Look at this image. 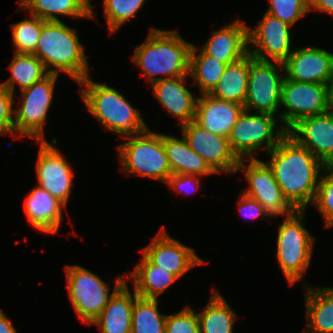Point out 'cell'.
<instances>
[{"mask_svg": "<svg viewBox=\"0 0 333 333\" xmlns=\"http://www.w3.org/2000/svg\"><path fill=\"white\" fill-rule=\"evenodd\" d=\"M267 155L284 197L296 210H306L315 199L319 176L326 166L288 133Z\"/></svg>", "mask_w": 333, "mask_h": 333, "instance_id": "6da1fadb", "label": "cell"}, {"mask_svg": "<svg viewBox=\"0 0 333 333\" xmlns=\"http://www.w3.org/2000/svg\"><path fill=\"white\" fill-rule=\"evenodd\" d=\"M147 36L135 48L132 59L150 84L161 79L189 76L192 43L183 39L177 30L152 27Z\"/></svg>", "mask_w": 333, "mask_h": 333, "instance_id": "7a4b0ae2", "label": "cell"}, {"mask_svg": "<svg viewBox=\"0 0 333 333\" xmlns=\"http://www.w3.org/2000/svg\"><path fill=\"white\" fill-rule=\"evenodd\" d=\"M89 77L78 82L84 86L80 95L88 112L98 119L105 131L124 139L140 135L149 128L139 109L134 108L118 90L106 83L93 82Z\"/></svg>", "mask_w": 333, "mask_h": 333, "instance_id": "3957f363", "label": "cell"}, {"mask_svg": "<svg viewBox=\"0 0 333 333\" xmlns=\"http://www.w3.org/2000/svg\"><path fill=\"white\" fill-rule=\"evenodd\" d=\"M77 35L76 29L61 20L45 21L33 54L49 73L59 75L62 71L78 83L89 76L90 67Z\"/></svg>", "mask_w": 333, "mask_h": 333, "instance_id": "277c9868", "label": "cell"}, {"mask_svg": "<svg viewBox=\"0 0 333 333\" xmlns=\"http://www.w3.org/2000/svg\"><path fill=\"white\" fill-rule=\"evenodd\" d=\"M306 210H295L278 227L276 257L290 286L300 281L310 265L315 237L305 228Z\"/></svg>", "mask_w": 333, "mask_h": 333, "instance_id": "5b68a950", "label": "cell"}, {"mask_svg": "<svg viewBox=\"0 0 333 333\" xmlns=\"http://www.w3.org/2000/svg\"><path fill=\"white\" fill-rule=\"evenodd\" d=\"M128 140L117 146L121 171L125 175H138L166 183L172 174L166 151L163 146L162 133L150 128L140 135L127 137Z\"/></svg>", "mask_w": 333, "mask_h": 333, "instance_id": "8992f818", "label": "cell"}, {"mask_svg": "<svg viewBox=\"0 0 333 333\" xmlns=\"http://www.w3.org/2000/svg\"><path fill=\"white\" fill-rule=\"evenodd\" d=\"M66 287L71 305L83 324H90L102 313L114 293L127 281L126 273L116 278L114 290L95 273L79 265H66ZM110 293V294H109Z\"/></svg>", "mask_w": 333, "mask_h": 333, "instance_id": "52a82bcc", "label": "cell"}, {"mask_svg": "<svg viewBox=\"0 0 333 333\" xmlns=\"http://www.w3.org/2000/svg\"><path fill=\"white\" fill-rule=\"evenodd\" d=\"M277 123L274 115L251 114V111L244 109L228 136L232 152L239 160L256 159L254 153L260 151L263 146L266 153H269L287 134L283 125L276 127Z\"/></svg>", "mask_w": 333, "mask_h": 333, "instance_id": "ba28073f", "label": "cell"}, {"mask_svg": "<svg viewBox=\"0 0 333 333\" xmlns=\"http://www.w3.org/2000/svg\"><path fill=\"white\" fill-rule=\"evenodd\" d=\"M58 74L49 73L30 87L21 91L22 102L14 108V131L16 139L29 136L38 141H46L44 125L48 118V110L53 102V95Z\"/></svg>", "mask_w": 333, "mask_h": 333, "instance_id": "9c48e42d", "label": "cell"}, {"mask_svg": "<svg viewBox=\"0 0 333 333\" xmlns=\"http://www.w3.org/2000/svg\"><path fill=\"white\" fill-rule=\"evenodd\" d=\"M278 66V67H277ZM285 72L284 64L254 58L249 53V75L244 109L257 113H268L279 118L282 84L285 78L279 70Z\"/></svg>", "mask_w": 333, "mask_h": 333, "instance_id": "30bf717a", "label": "cell"}, {"mask_svg": "<svg viewBox=\"0 0 333 333\" xmlns=\"http://www.w3.org/2000/svg\"><path fill=\"white\" fill-rule=\"evenodd\" d=\"M280 121L288 131L299 120L328 112L333 108L330 86L319 83L295 82L286 76L282 84Z\"/></svg>", "mask_w": 333, "mask_h": 333, "instance_id": "8fae6325", "label": "cell"}, {"mask_svg": "<svg viewBox=\"0 0 333 333\" xmlns=\"http://www.w3.org/2000/svg\"><path fill=\"white\" fill-rule=\"evenodd\" d=\"M246 162L248 159L239 160L236 168V172L245 171L248 181V188L243 193L260 202L271 219L292 214L296 209L284 197L267 162L257 158L249 159V164Z\"/></svg>", "mask_w": 333, "mask_h": 333, "instance_id": "7c38bea8", "label": "cell"}, {"mask_svg": "<svg viewBox=\"0 0 333 333\" xmlns=\"http://www.w3.org/2000/svg\"><path fill=\"white\" fill-rule=\"evenodd\" d=\"M290 28L286 22L265 12L254 29L248 27V52L260 60L284 63L294 51Z\"/></svg>", "mask_w": 333, "mask_h": 333, "instance_id": "4fadbf2b", "label": "cell"}, {"mask_svg": "<svg viewBox=\"0 0 333 333\" xmlns=\"http://www.w3.org/2000/svg\"><path fill=\"white\" fill-rule=\"evenodd\" d=\"M38 143L40 145L36 163L38 186L67 207L75 174L72 166L54 146L57 143L55 137L51 143L47 140L38 141Z\"/></svg>", "mask_w": 333, "mask_h": 333, "instance_id": "5bb4252c", "label": "cell"}, {"mask_svg": "<svg viewBox=\"0 0 333 333\" xmlns=\"http://www.w3.org/2000/svg\"><path fill=\"white\" fill-rule=\"evenodd\" d=\"M181 130L189 147L205 160L215 174L236 172L239 159L232 152L227 137L211 133L195 120L182 125Z\"/></svg>", "mask_w": 333, "mask_h": 333, "instance_id": "9a60e30c", "label": "cell"}, {"mask_svg": "<svg viewBox=\"0 0 333 333\" xmlns=\"http://www.w3.org/2000/svg\"><path fill=\"white\" fill-rule=\"evenodd\" d=\"M141 252L152 264L169 271L178 279L190 269L206 263L191 247L172 238L164 225Z\"/></svg>", "mask_w": 333, "mask_h": 333, "instance_id": "2e32d148", "label": "cell"}, {"mask_svg": "<svg viewBox=\"0 0 333 333\" xmlns=\"http://www.w3.org/2000/svg\"><path fill=\"white\" fill-rule=\"evenodd\" d=\"M285 76L295 82L331 85L333 53L314 46L295 49L283 63Z\"/></svg>", "mask_w": 333, "mask_h": 333, "instance_id": "e0dca14e", "label": "cell"}, {"mask_svg": "<svg viewBox=\"0 0 333 333\" xmlns=\"http://www.w3.org/2000/svg\"><path fill=\"white\" fill-rule=\"evenodd\" d=\"M287 133L325 166L333 160V108L299 120Z\"/></svg>", "mask_w": 333, "mask_h": 333, "instance_id": "ac0fdd59", "label": "cell"}, {"mask_svg": "<svg viewBox=\"0 0 333 333\" xmlns=\"http://www.w3.org/2000/svg\"><path fill=\"white\" fill-rule=\"evenodd\" d=\"M248 27L243 20L232 21L219 30L212 31L201 49L226 65L234 63L249 53Z\"/></svg>", "mask_w": 333, "mask_h": 333, "instance_id": "d6986e66", "label": "cell"}, {"mask_svg": "<svg viewBox=\"0 0 333 333\" xmlns=\"http://www.w3.org/2000/svg\"><path fill=\"white\" fill-rule=\"evenodd\" d=\"M188 76L167 78L155 81L151 84L152 92L168 114L177 117L182 126L195 119L196 103L198 97H194L184 83Z\"/></svg>", "mask_w": 333, "mask_h": 333, "instance_id": "ffe728a7", "label": "cell"}, {"mask_svg": "<svg viewBox=\"0 0 333 333\" xmlns=\"http://www.w3.org/2000/svg\"><path fill=\"white\" fill-rule=\"evenodd\" d=\"M243 110L241 104L201 94L197 99L194 120L211 133L228 138Z\"/></svg>", "mask_w": 333, "mask_h": 333, "instance_id": "44dd1931", "label": "cell"}, {"mask_svg": "<svg viewBox=\"0 0 333 333\" xmlns=\"http://www.w3.org/2000/svg\"><path fill=\"white\" fill-rule=\"evenodd\" d=\"M63 208L67 207L45 189L34 187L25 198L24 211L35 230L54 234L61 226Z\"/></svg>", "mask_w": 333, "mask_h": 333, "instance_id": "7402d4cb", "label": "cell"}, {"mask_svg": "<svg viewBox=\"0 0 333 333\" xmlns=\"http://www.w3.org/2000/svg\"><path fill=\"white\" fill-rule=\"evenodd\" d=\"M125 282L110 298L102 313L90 324L99 328L101 333H131L132 310L135 298Z\"/></svg>", "mask_w": 333, "mask_h": 333, "instance_id": "603a6c76", "label": "cell"}, {"mask_svg": "<svg viewBox=\"0 0 333 333\" xmlns=\"http://www.w3.org/2000/svg\"><path fill=\"white\" fill-rule=\"evenodd\" d=\"M304 285L306 333H333V287ZM311 331V332H310Z\"/></svg>", "mask_w": 333, "mask_h": 333, "instance_id": "cb8c5ba5", "label": "cell"}, {"mask_svg": "<svg viewBox=\"0 0 333 333\" xmlns=\"http://www.w3.org/2000/svg\"><path fill=\"white\" fill-rule=\"evenodd\" d=\"M90 0H19V11L28 10L44 21H60L58 15L96 19Z\"/></svg>", "mask_w": 333, "mask_h": 333, "instance_id": "d4e9b609", "label": "cell"}, {"mask_svg": "<svg viewBox=\"0 0 333 333\" xmlns=\"http://www.w3.org/2000/svg\"><path fill=\"white\" fill-rule=\"evenodd\" d=\"M162 140L172 174L208 176L215 173L205 160L189 147L183 136L180 139L162 133Z\"/></svg>", "mask_w": 333, "mask_h": 333, "instance_id": "484cf974", "label": "cell"}, {"mask_svg": "<svg viewBox=\"0 0 333 333\" xmlns=\"http://www.w3.org/2000/svg\"><path fill=\"white\" fill-rule=\"evenodd\" d=\"M126 278L131 279L138 296L153 299L178 280L174 274L152 264L143 254L133 271L126 273Z\"/></svg>", "mask_w": 333, "mask_h": 333, "instance_id": "4316f807", "label": "cell"}, {"mask_svg": "<svg viewBox=\"0 0 333 333\" xmlns=\"http://www.w3.org/2000/svg\"><path fill=\"white\" fill-rule=\"evenodd\" d=\"M249 75V53L242 59L227 64L213 90L209 93L214 98L234 102L244 106Z\"/></svg>", "mask_w": 333, "mask_h": 333, "instance_id": "83f0119b", "label": "cell"}, {"mask_svg": "<svg viewBox=\"0 0 333 333\" xmlns=\"http://www.w3.org/2000/svg\"><path fill=\"white\" fill-rule=\"evenodd\" d=\"M197 316L201 333H232L238 317L215 288L206 307Z\"/></svg>", "mask_w": 333, "mask_h": 333, "instance_id": "f1b7e54d", "label": "cell"}, {"mask_svg": "<svg viewBox=\"0 0 333 333\" xmlns=\"http://www.w3.org/2000/svg\"><path fill=\"white\" fill-rule=\"evenodd\" d=\"M8 69L11 72V77L0 84L13 95L16 90L15 84H18L22 91L49 74L42 61L36 55L28 53L14 52Z\"/></svg>", "mask_w": 333, "mask_h": 333, "instance_id": "f546056e", "label": "cell"}, {"mask_svg": "<svg viewBox=\"0 0 333 333\" xmlns=\"http://www.w3.org/2000/svg\"><path fill=\"white\" fill-rule=\"evenodd\" d=\"M197 46L192 45L190 52L189 76L199 87L201 94H209L219 82L226 64L207 55L202 49L197 53Z\"/></svg>", "mask_w": 333, "mask_h": 333, "instance_id": "4dcf8cb0", "label": "cell"}, {"mask_svg": "<svg viewBox=\"0 0 333 333\" xmlns=\"http://www.w3.org/2000/svg\"><path fill=\"white\" fill-rule=\"evenodd\" d=\"M167 315L159 313L158 299L135 298L131 333H165Z\"/></svg>", "mask_w": 333, "mask_h": 333, "instance_id": "1f68e13d", "label": "cell"}, {"mask_svg": "<svg viewBox=\"0 0 333 333\" xmlns=\"http://www.w3.org/2000/svg\"><path fill=\"white\" fill-rule=\"evenodd\" d=\"M11 26L14 52L33 54L37 47L44 20L31 15Z\"/></svg>", "mask_w": 333, "mask_h": 333, "instance_id": "d6a6232c", "label": "cell"}, {"mask_svg": "<svg viewBox=\"0 0 333 333\" xmlns=\"http://www.w3.org/2000/svg\"><path fill=\"white\" fill-rule=\"evenodd\" d=\"M146 0H103V14L110 34L116 33L128 20L136 17Z\"/></svg>", "mask_w": 333, "mask_h": 333, "instance_id": "836d02e7", "label": "cell"}, {"mask_svg": "<svg viewBox=\"0 0 333 333\" xmlns=\"http://www.w3.org/2000/svg\"><path fill=\"white\" fill-rule=\"evenodd\" d=\"M321 174L312 204L321 213L326 228L333 226V169L326 166Z\"/></svg>", "mask_w": 333, "mask_h": 333, "instance_id": "e575fe53", "label": "cell"}, {"mask_svg": "<svg viewBox=\"0 0 333 333\" xmlns=\"http://www.w3.org/2000/svg\"><path fill=\"white\" fill-rule=\"evenodd\" d=\"M267 13L294 26L309 11V0H269Z\"/></svg>", "mask_w": 333, "mask_h": 333, "instance_id": "d590c367", "label": "cell"}, {"mask_svg": "<svg viewBox=\"0 0 333 333\" xmlns=\"http://www.w3.org/2000/svg\"><path fill=\"white\" fill-rule=\"evenodd\" d=\"M165 333H201L197 313L188 305L178 313L167 315Z\"/></svg>", "mask_w": 333, "mask_h": 333, "instance_id": "8d00e7d4", "label": "cell"}, {"mask_svg": "<svg viewBox=\"0 0 333 333\" xmlns=\"http://www.w3.org/2000/svg\"><path fill=\"white\" fill-rule=\"evenodd\" d=\"M14 95L0 84V135L10 134L14 139Z\"/></svg>", "mask_w": 333, "mask_h": 333, "instance_id": "74e56055", "label": "cell"}, {"mask_svg": "<svg viewBox=\"0 0 333 333\" xmlns=\"http://www.w3.org/2000/svg\"><path fill=\"white\" fill-rule=\"evenodd\" d=\"M201 176L190 174H171L166 184L175 192L190 194L200 187Z\"/></svg>", "mask_w": 333, "mask_h": 333, "instance_id": "f35d334b", "label": "cell"}, {"mask_svg": "<svg viewBox=\"0 0 333 333\" xmlns=\"http://www.w3.org/2000/svg\"><path fill=\"white\" fill-rule=\"evenodd\" d=\"M238 208L242 216L246 218H269L265 212L264 207L256 199L249 197L248 195L242 193L239 198Z\"/></svg>", "mask_w": 333, "mask_h": 333, "instance_id": "ab89813d", "label": "cell"}, {"mask_svg": "<svg viewBox=\"0 0 333 333\" xmlns=\"http://www.w3.org/2000/svg\"><path fill=\"white\" fill-rule=\"evenodd\" d=\"M320 11L333 17V0H309V11Z\"/></svg>", "mask_w": 333, "mask_h": 333, "instance_id": "60d3db41", "label": "cell"}, {"mask_svg": "<svg viewBox=\"0 0 333 333\" xmlns=\"http://www.w3.org/2000/svg\"><path fill=\"white\" fill-rule=\"evenodd\" d=\"M0 333H17V329L13 326L11 320L0 309Z\"/></svg>", "mask_w": 333, "mask_h": 333, "instance_id": "b9f144b4", "label": "cell"}, {"mask_svg": "<svg viewBox=\"0 0 333 333\" xmlns=\"http://www.w3.org/2000/svg\"><path fill=\"white\" fill-rule=\"evenodd\" d=\"M330 96H331V102H332V105H333V79H332V82H331V85H330Z\"/></svg>", "mask_w": 333, "mask_h": 333, "instance_id": "7bdbcfd3", "label": "cell"}, {"mask_svg": "<svg viewBox=\"0 0 333 333\" xmlns=\"http://www.w3.org/2000/svg\"><path fill=\"white\" fill-rule=\"evenodd\" d=\"M327 167L333 169V160L327 165Z\"/></svg>", "mask_w": 333, "mask_h": 333, "instance_id": "ee69618b", "label": "cell"}]
</instances>
